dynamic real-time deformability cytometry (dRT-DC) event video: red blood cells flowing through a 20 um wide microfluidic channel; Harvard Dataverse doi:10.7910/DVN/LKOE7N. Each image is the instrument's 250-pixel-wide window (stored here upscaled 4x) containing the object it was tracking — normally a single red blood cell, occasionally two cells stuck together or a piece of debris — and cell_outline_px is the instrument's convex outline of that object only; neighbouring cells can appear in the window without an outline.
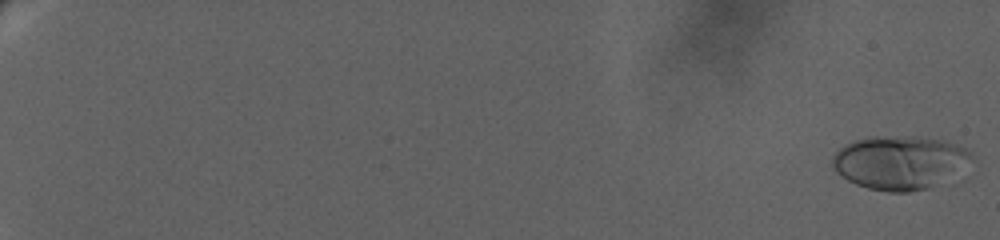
{"species": "human", "species_latin": "Homo sapiens", "temperature_condition": "warm", "stored_images_in_passage": 33, "camera_frame_rate_fps": 3000, "um_per_image_px": 0.085, "donor": {"sex": "female"}, "frame": {"image": 1, "passage_image": 1, "time_ms": 0.0, "image_size_px": [1000, 240], "cell_outline_px": [[972, 156], [928, 188], [908, 192], [888, 192], [868, 188], [856, 184], [848, 180], [836, 172], [832, 168], [832, 156], [844, 144], [856, 140], [876, 136], [916, 136], [940, 140], [964, 148], [972, 152]], "centroid_in_image_um": [76.3, 13.79], "position_along_channel_um": 8.7, "area_um2": 42.02}}
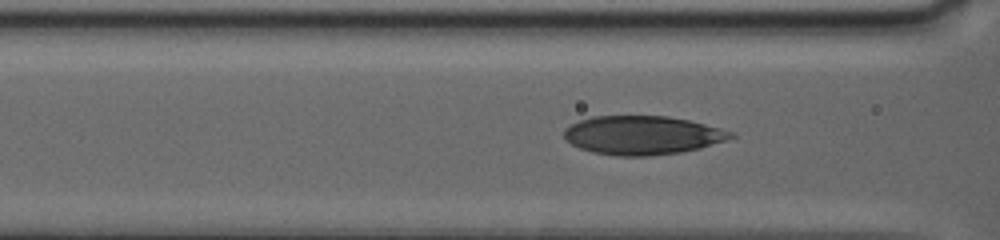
{"frame": {"image": 2, "passage_image": 29, "time_ms": 11.667, "image_size_px": [1000, 240], "cell_outline_px": [[736, 136], [700, 148], [680, 152], [648, 156], [616, 156], [592, 152], [580, 148], [564, 140], [564, 128], [580, 120], [592, 116], [668, 116], [688, 120], [720, 128], [732, 132]], "centroid_in_image_um": [54.56, 11.49], "position_along_channel_um": 112.0, "area_um2": 37.51}}
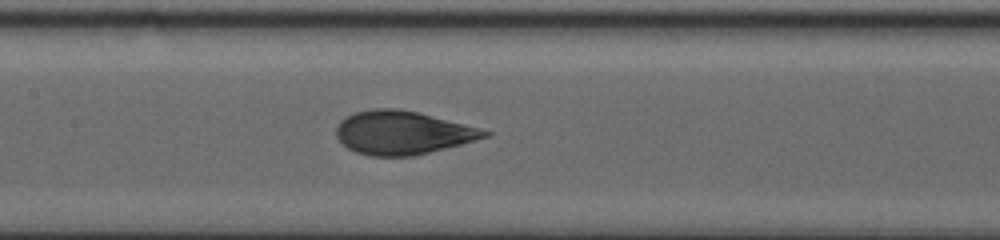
{"frame": {"image": 3, "passage_image": 33, "time_ms": 13.667, "image_size_px": [1000, 240], "cell_outline_px": [[492, 132], [488, 136], [476, 140], [416, 156], [372, 156], [356, 152], [348, 148], [336, 136], [336, 124], [344, 116], [356, 112], [372, 108], [396, 108], [416, 112], [480, 128]], "centroid_in_image_um": [34.18, 11.28], "position_along_channel_um": 173.2, "area_um2": 37.45}}